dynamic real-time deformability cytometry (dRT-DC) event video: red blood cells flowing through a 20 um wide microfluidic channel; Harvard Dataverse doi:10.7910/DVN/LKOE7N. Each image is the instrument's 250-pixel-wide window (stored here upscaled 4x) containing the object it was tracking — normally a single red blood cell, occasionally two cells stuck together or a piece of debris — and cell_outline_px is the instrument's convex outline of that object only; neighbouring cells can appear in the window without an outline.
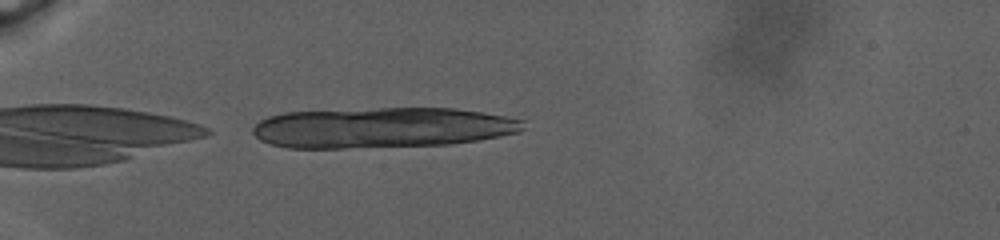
{"species": "human", "species_latin": "Homo sapiens", "temperature_condition": "warm", "stored_images_in_passage": 10, "camera_frame_rate_fps": 3000, "um_per_image_px": 0.085, "donor": {"sex": "male"}, "frame": {"image": 1, "passage_image": 1, "time_ms": 0.0, "image_size_px": [1000, 240], "cell_outline_px": [[524, 128], [520, 132], [480, 140], [448, 144], [344, 148], [288, 148], [272, 144], [260, 140], [252, 132], [252, 128], [260, 120], [268, 116], [284, 112], [380, 108], [456, 108], [504, 116], [524, 120]], "centroid_in_image_um": [32.47, 10.85], "position_along_channel_um": 52.5, "area_um2": 63.87}}
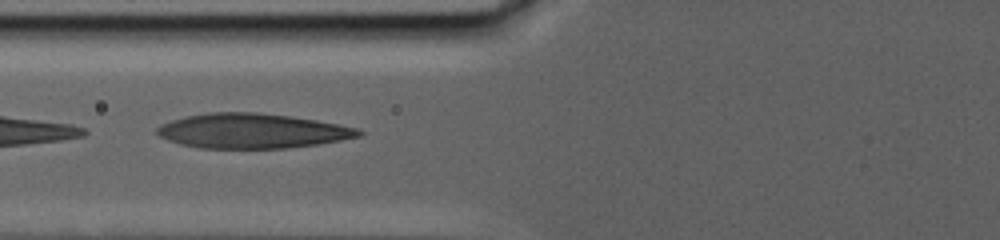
{"frame": {"image": 2, "passage_image": 6, "time_ms": 4.333, "image_size_px": [1000, 240], "cell_outline_px": [[364, 132], [360, 136], [340, 140], [316, 144], [284, 148], [200, 148], [180, 144], [168, 140], [160, 136], [156, 132], [156, 128], [160, 124], [184, 116], [208, 112], [260, 112], [292, 116], [340, 124], [360, 128]], "centroid_in_image_um": [21.43, 11.11], "position_along_channel_um": 104.4, "area_um2": 41.04}}